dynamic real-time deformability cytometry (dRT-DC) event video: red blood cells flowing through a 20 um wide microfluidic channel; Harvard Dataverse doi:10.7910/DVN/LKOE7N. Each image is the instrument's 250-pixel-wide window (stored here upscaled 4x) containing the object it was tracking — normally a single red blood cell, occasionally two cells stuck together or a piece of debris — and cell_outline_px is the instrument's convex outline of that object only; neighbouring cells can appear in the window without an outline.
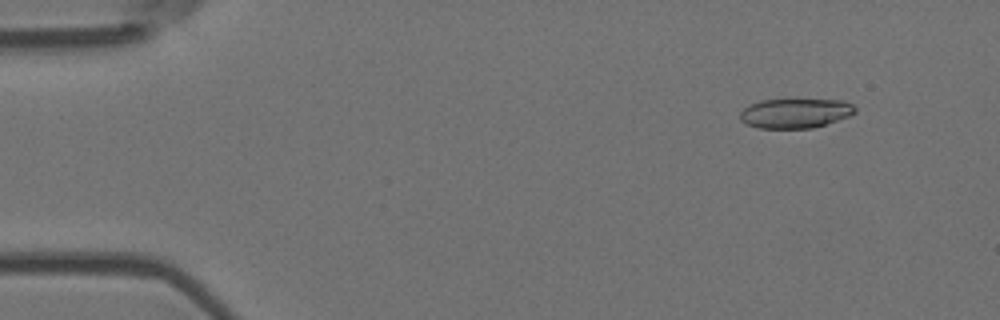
{"species": "Egyptian fruit bat (a non-hibernating species)", "species_latin": "Rousettus aegyptiacus", "temperature_condition": "room temperature", "stored_images_in_passage": 53, "camera_frame_rate_fps": 3000, "um_per_image_px": 0.085, "animal": {"sex": "female"}, "frame": {"image": 1, "passage_image": 5, "time_ms": 1.333, "image_size_px": [1000, 320], "cell_outline_px": [[856, 112], [848, 116], [812, 128], [760, 128], [748, 124], [740, 120], [740, 112], [744, 108], [760, 100], [796, 96], [840, 100], [852, 104], [856, 108]], "centroid_in_image_um": [67.6, 9.55], "position_along_channel_um": 17.4, "area_um2": 20.63}}
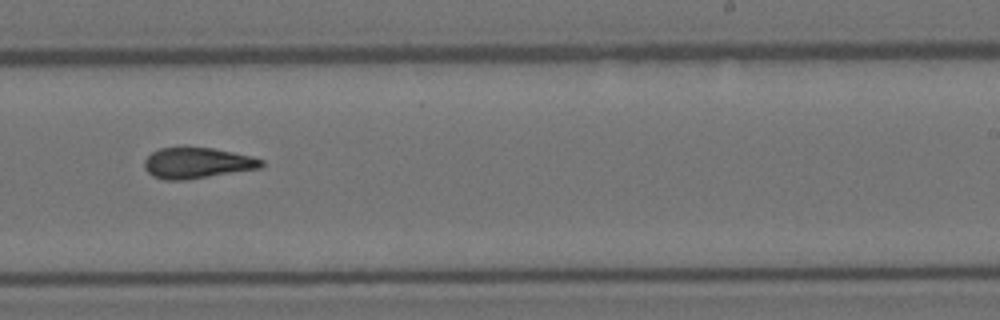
{"frame": {"image": 2, "passage_image": 33, "time_ms": 10.667, "image_size_px": [1000, 320], "cell_outline_px": [[264, 164], [260, 168], [184, 180], [164, 180], [152, 176], [144, 168], [144, 160], [152, 152], [160, 148], [212, 148], [252, 156], [264, 160]], "centroid_in_image_um": [16.75, 13.86], "position_along_channel_um": 272.3, "area_um2": 20.81}}
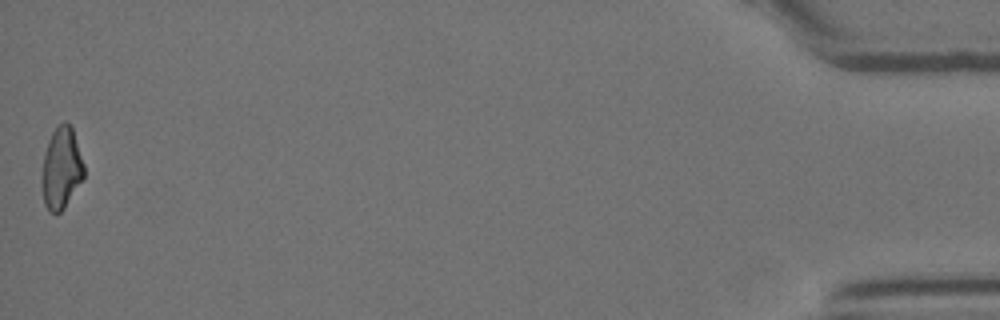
{"frame": {"image": 3, "passage_image": 53, "time_ms": 17.333, "image_size_px": [1000, 320], "cell_outline_px": [[84, 176], [64, 208], [56, 216], [48, 212], [44, 204], [40, 184], [40, 180], [44, 152], [48, 140], [52, 132], [64, 120], [72, 128], [84, 164]], "centroid_in_image_um": [5.17, 14.35], "position_along_channel_um": 430.0, "area_um2": 20.29}, "authors_computed_cell_mechanics": {"area_um2": 21.0392, "velocity_mm_per_s": 3.8026, "shape_relaxation_time_tau1_ms": null, "shape_relaxation_time_tau2_ms": 3.2067, "deformation_change_tau1": null, "deformation_change_tau2": 0.1171}}